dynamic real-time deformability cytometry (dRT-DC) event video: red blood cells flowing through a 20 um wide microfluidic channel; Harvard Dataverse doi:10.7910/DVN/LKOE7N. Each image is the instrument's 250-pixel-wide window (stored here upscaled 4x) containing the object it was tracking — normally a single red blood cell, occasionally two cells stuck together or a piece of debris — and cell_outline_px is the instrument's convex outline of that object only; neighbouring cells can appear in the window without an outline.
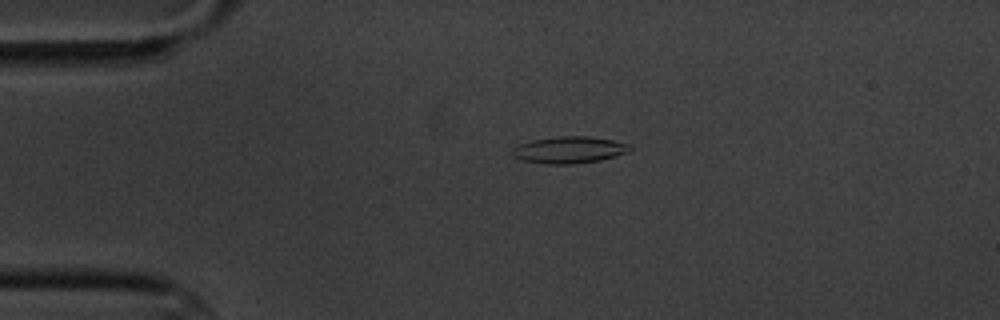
{"species": "common noctule bat (a hibernating species)", "species_latin": "Nyctalus noctula", "temperature_condition": "cold", "stored_images_in_passage": 2, "camera_frame_rate_fps": 3000, "um_per_image_px": 0.085, "animal": {"sex": "male", "body_mass_g": 20.1, "forearm_length_mm": 53.5}, "frame": {"image": 1, "passage_image": 1, "time_ms": 0.0, "image_size_px": [1000, 320], "cell_outline_px": [[632, 148], [624, 152], [600, 160], [572, 164], [544, 164], [520, 160], [512, 156], [512, 148], [520, 144], [532, 140], [560, 136], [588, 136], [612, 140], [632, 144]], "centroid_in_image_um": [48.33, 12.74], "position_along_channel_um": 36.7, "area_um2": 18.26}}